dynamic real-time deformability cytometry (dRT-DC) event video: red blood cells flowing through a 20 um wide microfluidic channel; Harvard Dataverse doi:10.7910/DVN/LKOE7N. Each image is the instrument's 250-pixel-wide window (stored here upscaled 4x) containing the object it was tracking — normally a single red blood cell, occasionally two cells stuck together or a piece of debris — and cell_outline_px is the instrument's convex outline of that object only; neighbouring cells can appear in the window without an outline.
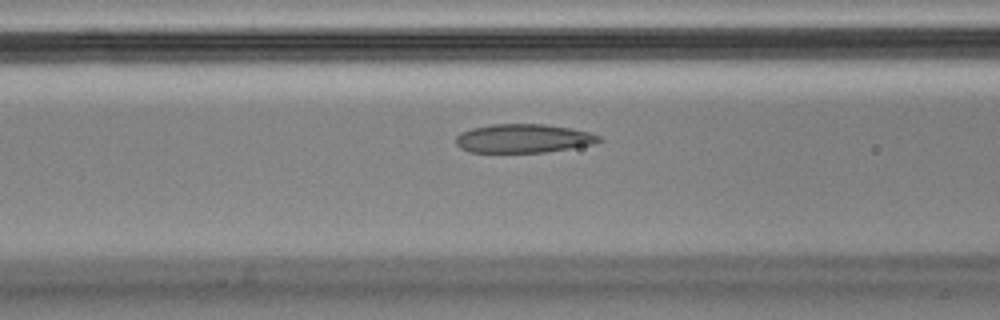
{"species": "Egyptian fruit bat (a non-hibernating species)", "species_latin": "Rousettus aegyptiacus", "temperature_condition": "cold", "stored_images_in_passage": 43, "camera_frame_rate_fps": 3000, "um_per_image_px": 0.085, "animal": {"sex": "male"}, "frame": {"image": 1, "passage_image": 7, "time_ms": 2.0, "image_size_px": [1000, 320], "cell_outline_px": [[604, 140], [592, 144], [544, 152], [468, 152], [460, 148], [456, 144], [456, 136], [460, 132], [472, 128], [492, 124], [544, 124], [572, 128], [588, 132], [600, 136]], "centroid_in_image_um": [44.46, 11.76], "position_along_channel_um": 122.1, "area_um2": 23.93}}
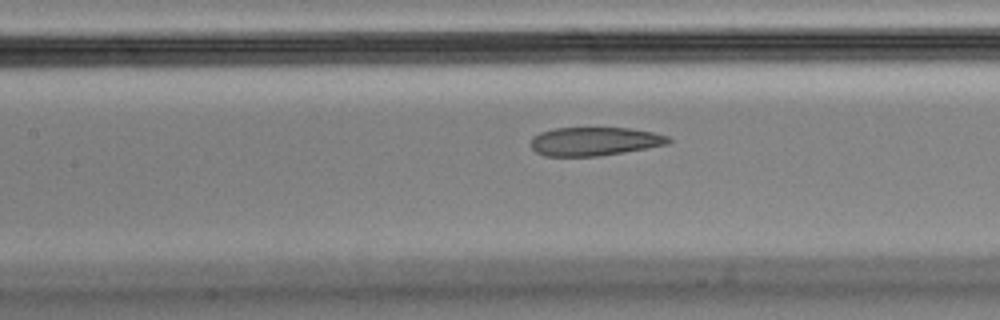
{"frame": {"image": 2, "passage_image": 10, "time_ms": 3.0, "image_size_px": [1000, 320], "cell_outline_px": [[672, 140], [668, 144], [624, 152], [600, 156], [544, 156], [536, 152], [532, 148], [532, 136], [540, 132], [556, 128], [628, 128], [652, 132], [668, 136]], "centroid_in_image_um": [50.52, 12.02], "position_along_channel_um": 156.9, "area_um2": 22.83}}
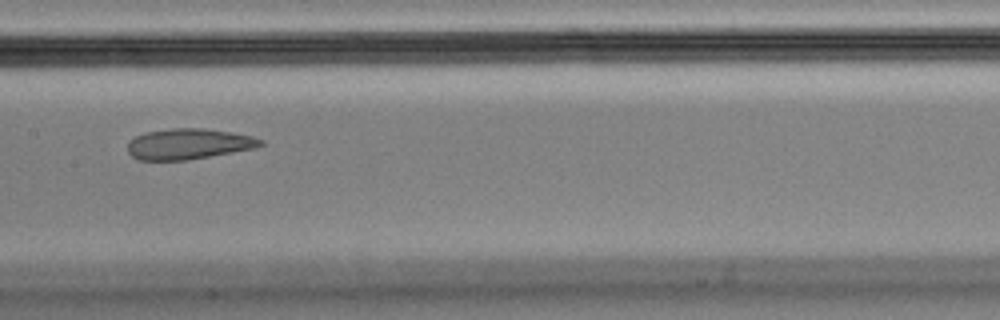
{"frame": {"image": 3, "passage_image": 13, "time_ms": 4.0, "image_size_px": [1000, 320], "cell_outline_px": [[264, 144], [256, 148], [188, 160], [140, 160], [132, 156], [128, 152], [128, 140], [144, 132], [172, 128], [204, 128], [252, 136], [264, 140]], "centroid_in_image_um": [16.02, 12.23], "position_along_channel_um": 191.4, "area_um2": 23.81}, "authors_computed_cell_mechanics": {"area_um2": 25.6632, "velocity_mm_per_s": 3.4547, "shape_relaxation_time_tau1_ms": null, "shape_relaxation_time_tau2_ms": 2.1405, "deformation_change_tau1": null, "deformation_change_tau2": 0.0736}}